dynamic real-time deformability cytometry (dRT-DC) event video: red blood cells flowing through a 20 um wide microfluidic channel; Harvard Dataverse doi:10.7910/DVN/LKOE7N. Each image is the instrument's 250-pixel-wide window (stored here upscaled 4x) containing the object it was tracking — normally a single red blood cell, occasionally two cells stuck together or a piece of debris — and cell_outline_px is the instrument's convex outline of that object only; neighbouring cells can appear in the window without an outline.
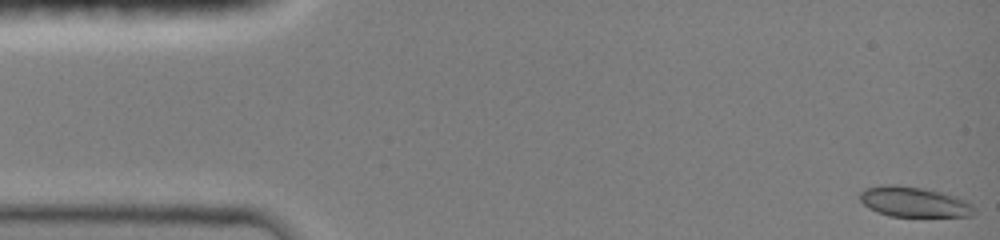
{"species": "common noctule bat (a hibernating species)", "species_latin": "Nyctalus noctula", "temperature_condition": "room temperature", "stored_images_in_passage": 46, "camera_frame_rate_fps": 3000, "um_per_image_px": 0.085, "animal": {"sex": "female", "body_mass_g": 19.0, "forearm_length_mm": 51.5}, "frame": {"image": 1, "passage_image": 1, "time_ms": 0.0, "image_size_px": [1000, 240], "cell_outline_px": [[976, 212], [972, 216], [888, 216], [876, 212], [868, 208], [860, 200], [860, 192], [864, 188], [888, 184], [896, 184], [924, 188], [956, 196], [972, 204]], "centroid_in_image_um": [77.67, 17.16], "position_along_channel_um": 7.3, "area_um2": 20.23}}
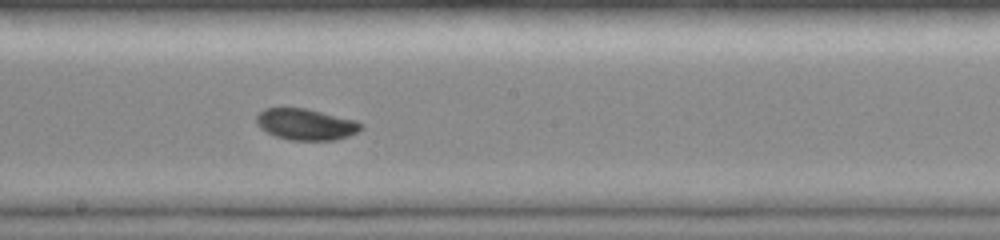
{"frame": {"image": 2, "passage_image": 26, "time_ms": 8.333, "image_size_px": [1000, 240], "cell_outline_px": [[364, 128], [348, 136], [336, 140], [288, 140], [276, 136], [260, 128], [256, 124], [256, 116], [264, 108], [304, 108], [356, 120], [364, 124]], "centroid_in_image_um": [26.01, 10.57], "position_along_channel_um": 222.2, "area_um2": 19.07}}
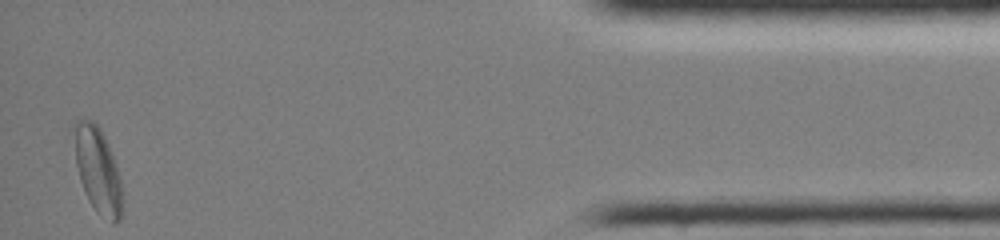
{"frame": {"image": 3, "passage_image": 46, "time_ms": 15.0, "image_size_px": [1000, 240], "cell_outline_px": [[124, 208], [120, 220], [116, 224], [112, 224], [96, 212], [84, 192], [80, 180], [76, 164], [76, 120], [80, 116], [92, 120], [100, 128], [108, 144], [120, 180]], "centroid_in_image_um": [8.34, 14.54], "position_along_channel_um": 426.9, "area_um2": 23.81}, "authors_computed_cell_mechanics": {"area_um2": 19.363, "velocity_mm_per_s": 4.034, "shape_relaxation_time_tau1_ms": 3.23, "shape_relaxation_time_tau2_ms": null, "deformation_change_tau1": 0.104, "deformation_change_tau2": null}}